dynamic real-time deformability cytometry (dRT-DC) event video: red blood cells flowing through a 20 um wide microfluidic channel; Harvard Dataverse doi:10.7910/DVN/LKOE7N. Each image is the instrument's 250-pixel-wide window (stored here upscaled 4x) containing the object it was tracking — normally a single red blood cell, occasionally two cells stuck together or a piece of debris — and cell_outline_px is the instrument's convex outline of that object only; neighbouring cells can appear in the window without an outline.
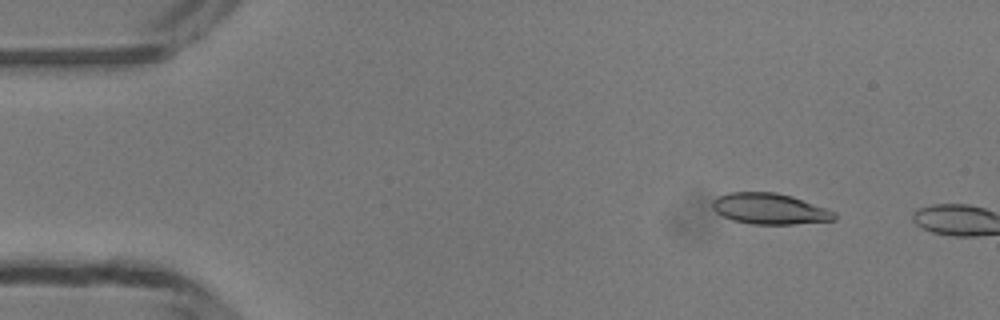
{"species": "common noctule bat (a hibernating species)", "species_latin": "Nyctalus noctula", "temperature_condition": "room temperature", "stored_images_in_passage": 8, "camera_frame_rate_fps": 3000, "um_per_image_px": 0.085, "animal": {"sex": "male", "body_mass_g": 13.3}, "frame": {"image": 1, "passage_image": 6, "time_ms": 1.667, "image_size_px": [1000, 320], "cell_outline_px": [[836, 220], [792, 224], [752, 224], [732, 220], [716, 212], [712, 208], [712, 200], [716, 196], [728, 192], [776, 192], [792, 196], [836, 212]], "centroid_in_image_um": [65.39, 17.74], "position_along_channel_um": 19.6, "area_um2": 22.02}}